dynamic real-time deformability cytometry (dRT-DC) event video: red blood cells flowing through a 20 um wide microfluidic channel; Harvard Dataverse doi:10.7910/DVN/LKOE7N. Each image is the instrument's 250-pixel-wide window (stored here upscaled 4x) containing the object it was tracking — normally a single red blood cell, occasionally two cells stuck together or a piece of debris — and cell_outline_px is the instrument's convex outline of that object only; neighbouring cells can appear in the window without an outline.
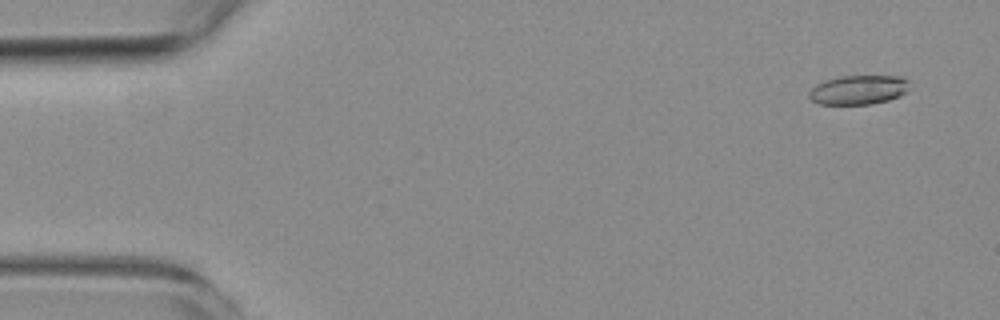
{"species": "common noctule bat (a hibernating species)", "species_latin": "Nyctalus noctula", "temperature_condition": "room temperature", "stored_images_in_passage": 6, "camera_frame_rate_fps": 3000, "um_per_image_px": 0.085, "animal": {"sex": "female", "body_mass_g": 19.3, "forearm_length_mm": 54.1}, "frame": {"image": 1, "passage_image": 6, "time_ms": 5.667, "image_size_px": [1000, 320], "cell_outline_px": [[908, 88], [900, 96], [888, 100], [872, 104], [820, 104], [812, 100], [808, 96], [808, 92], [816, 84], [824, 80], [840, 76], [904, 76], [908, 80]], "centroid_in_image_um": [72.96, 7.63], "position_along_channel_um": 12.0, "area_um2": 17.17}}